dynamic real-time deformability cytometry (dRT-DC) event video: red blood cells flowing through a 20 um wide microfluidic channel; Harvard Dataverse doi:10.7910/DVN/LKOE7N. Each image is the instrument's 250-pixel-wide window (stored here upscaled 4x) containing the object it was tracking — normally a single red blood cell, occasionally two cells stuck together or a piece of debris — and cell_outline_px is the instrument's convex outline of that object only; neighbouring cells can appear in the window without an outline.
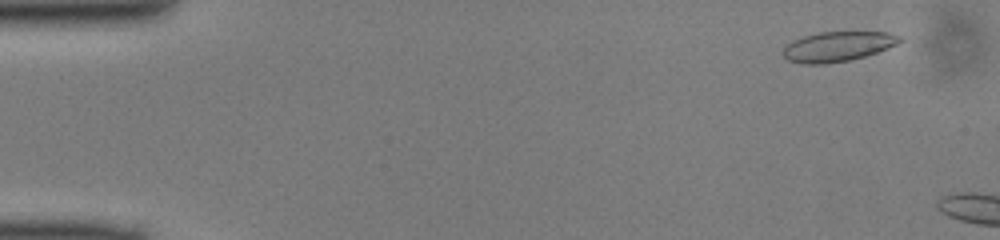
{"species": "common noctule bat (a hibernating species)", "species_latin": "Nyctalus noctula", "temperature_condition": "cold", "stored_images_in_passage": 41, "camera_frame_rate_fps": 3000, "um_per_image_px": 0.085, "animal": {"sex": "male", "body_mass_g": 13.0, "forearm_length_mm": 53.1}, "frame": {"image": 1, "passage_image": 1, "time_ms": 0.0, "image_size_px": [1000, 240], "cell_outline_px": [[904, 40], [888, 48], [852, 60], [824, 64], [804, 64], [788, 60], [784, 56], [784, 48], [792, 40], [804, 36], [820, 32], [888, 32], [900, 36]], "centroid_in_image_um": [71.22, 3.95], "position_along_channel_um": 13.8, "area_um2": 20.23}}
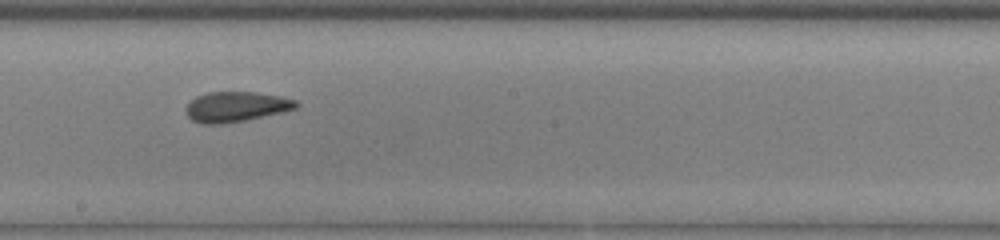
{"frame": {"image": 2, "passage_image": 25, "time_ms": 8.0, "image_size_px": [1000, 240], "cell_outline_px": [[300, 104], [296, 108], [284, 112], [244, 120], [220, 124], [204, 124], [192, 120], [188, 116], [184, 108], [196, 96], [208, 92], [256, 92], [280, 96], [296, 100]], "centroid_in_image_um": [20.07, 9.07], "position_along_channel_um": 228.1, "area_um2": 19.36}}
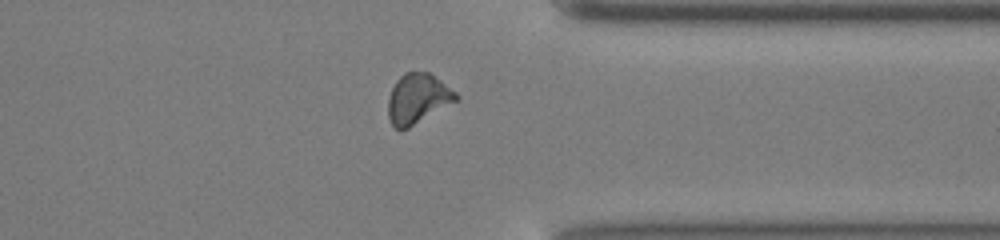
{"frame": {"image": 3, "passage_image": 36, "time_ms": 11.667, "image_size_px": [1000, 240], "cell_outline_px": [[460, 100], [408, 128], [400, 132], [392, 124], [388, 116], [388, 96], [396, 80], [404, 72], [428, 72], [440, 80], [456, 92], [460, 96]], "centroid_in_image_um": [35.52, 8.4], "position_along_channel_um": 375.9, "area_um2": 20.0}}